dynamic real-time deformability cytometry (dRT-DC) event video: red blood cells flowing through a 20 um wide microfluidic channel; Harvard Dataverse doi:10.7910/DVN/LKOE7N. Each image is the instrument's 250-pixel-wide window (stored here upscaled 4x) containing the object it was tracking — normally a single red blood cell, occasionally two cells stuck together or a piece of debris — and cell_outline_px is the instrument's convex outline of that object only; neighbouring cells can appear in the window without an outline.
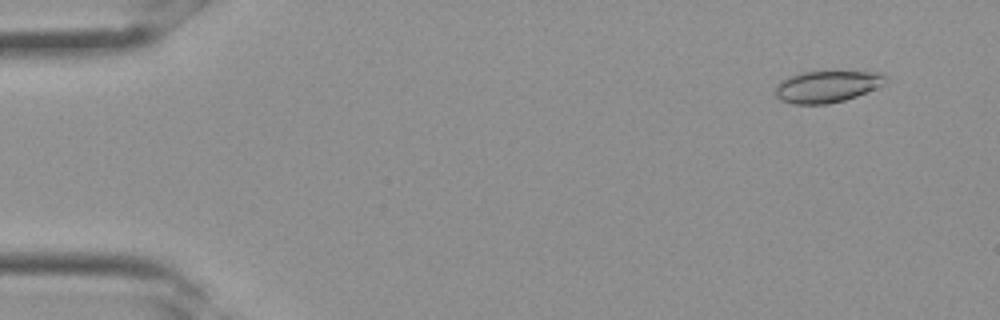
{"species": "Egyptian fruit bat (a non-hibernating species)", "species_latin": "Rousettus aegyptiacus", "temperature_condition": "room temperature", "stored_images_in_passage": 33, "camera_frame_rate_fps": 3000, "um_per_image_px": 0.085, "frame": {"image": 1, "passage_image": 3, "time_ms": 0.667, "image_size_px": [1000, 320], "cell_outline_px": [[884, 84], [876, 88], [856, 96], [844, 100], [828, 104], [792, 104], [780, 100], [776, 96], [776, 88], [788, 76], [800, 72], [880, 72], [884, 76]], "centroid_in_image_um": [70.27, 7.37], "position_along_channel_um": 14.7, "area_um2": 20.0}}
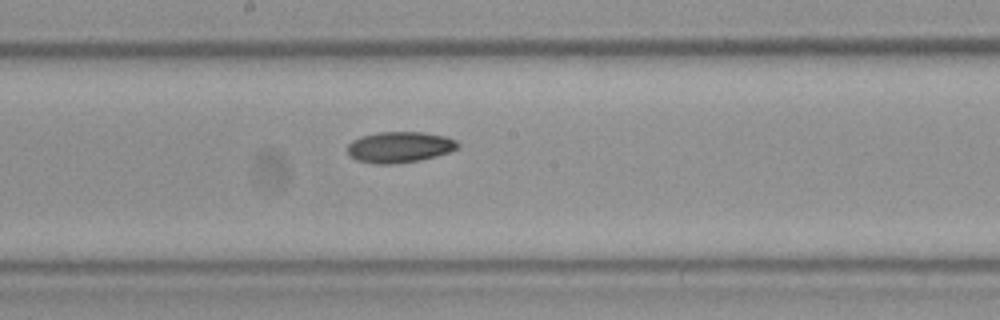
{"frame": {"image": 2, "passage_image": 18, "time_ms": 5.667, "image_size_px": [1000, 320], "cell_outline_px": [[460, 148], [436, 156], [420, 160], [396, 164], [372, 164], [356, 160], [348, 156], [348, 144], [352, 140], [360, 136], [376, 132], [424, 132], [444, 136], [456, 140], [460, 144]], "centroid_in_image_um": [33.94, 12.51], "position_along_channel_um": 214.3, "area_um2": 20.23}}
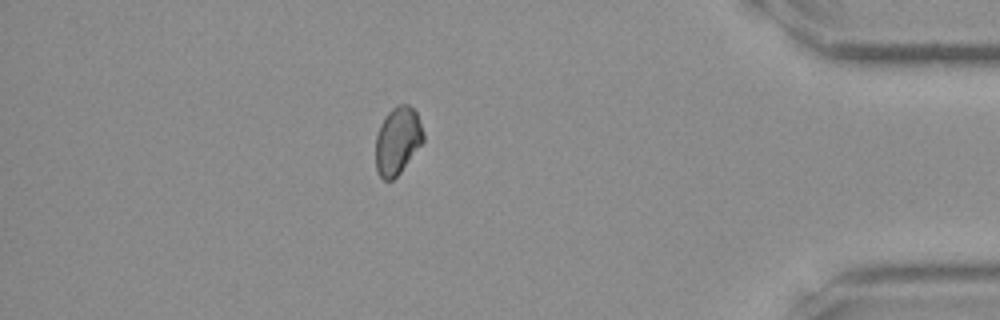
{"frame": {"image": 3, "passage_image": 29, "time_ms": 9.333, "image_size_px": [1000, 320], "cell_outline_px": [[424, 140], [400, 172], [392, 180], [384, 180], [380, 176], [376, 168], [376, 136], [380, 124], [384, 116], [396, 104], [408, 104], [416, 112], [424, 132]], "centroid_in_image_um": [33.78, 11.93], "position_along_channel_um": 401.4, "area_um2": 18.67}}